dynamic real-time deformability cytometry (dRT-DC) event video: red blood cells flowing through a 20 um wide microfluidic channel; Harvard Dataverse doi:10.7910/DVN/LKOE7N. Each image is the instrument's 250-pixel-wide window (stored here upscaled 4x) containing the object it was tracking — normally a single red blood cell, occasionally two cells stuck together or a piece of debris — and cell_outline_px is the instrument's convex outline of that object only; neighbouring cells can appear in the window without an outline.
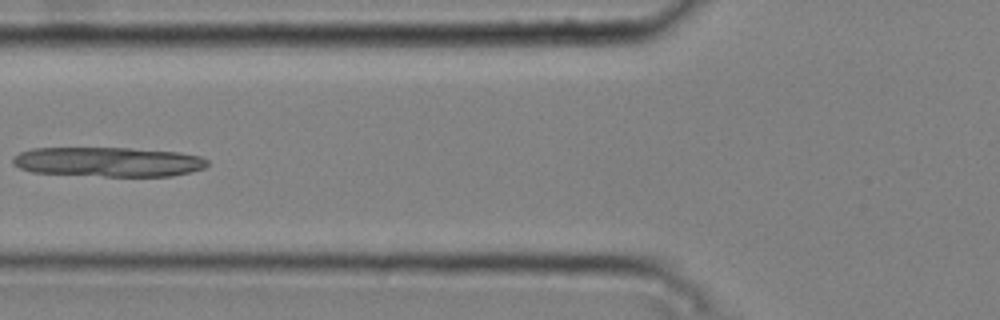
{"species": "common noctule bat (a hibernating species)", "species_latin": "Nyctalus noctula", "temperature_condition": "cold", "stored_images_in_passage": 5, "camera_frame_rate_fps": 3000, "um_per_image_px": 0.085, "animal": {"sex": "male", "body_mass_g": 20.4}, "frame": {"image": 1, "passage_image": 3, "time_ms": 0.667, "image_size_px": [1000, 320], "cell_outline_px": [[208, 164], [204, 168], [172, 176], [104, 176], [32, 172], [20, 168], [12, 164], [12, 156], [20, 152], [32, 148], [128, 148], [180, 152], [200, 156], [208, 160]], "centroid_in_image_um": [9.18, 13.75], "position_along_channel_um": 116.6, "area_um2": 33.58}}
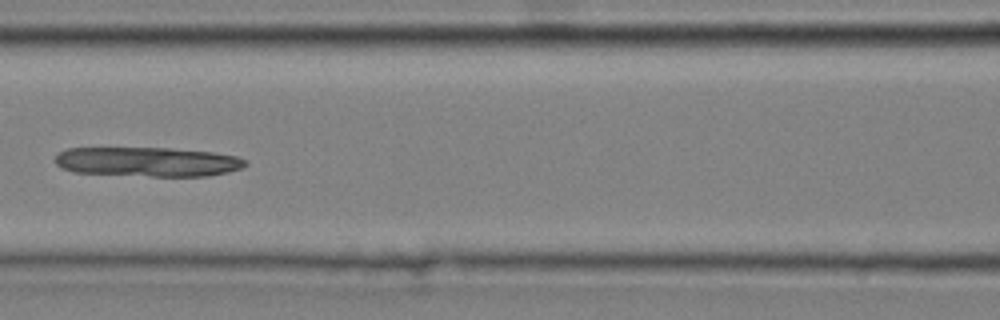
{"frame": {"image": 2, "passage_image": 4, "time_ms": 1.0, "image_size_px": [1000, 320], "cell_outline_px": [[248, 164], [240, 168], [228, 172], [208, 176], [152, 176], [72, 172], [60, 168], [52, 160], [60, 152], [68, 148], [172, 148], [212, 152], [236, 156], [248, 160]], "centroid_in_image_um": [12.54, 13.75], "position_along_channel_um": 154.1, "area_um2": 32.83}}
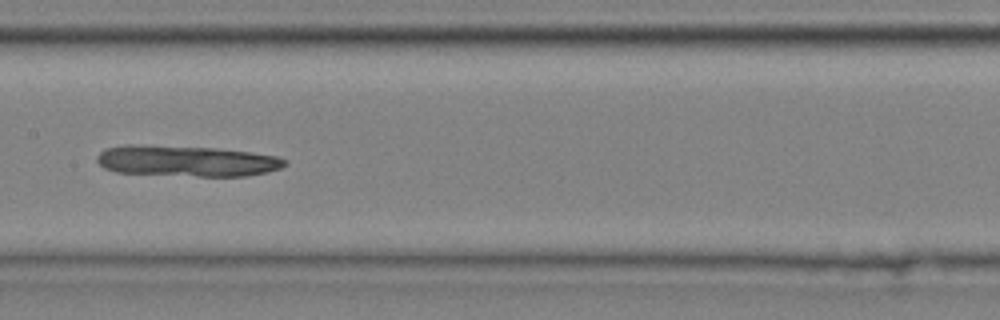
{"frame": {"image": 3, "passage_image": 5, "time_ms": 1.333, "image_size_px": [1000, 320], "cell_outline_px": [[288, 164], [280, 168], [268, 172], [244, 176], [200, 176], [116, 172], [104, 168], [96, 160], [96, 156], [104, 148], [124, 144], [136, 144], [216, 148], [248, 152], [276, 156], [288, 160]], "centroid_in_image_um": [15.83, 13.67], "position_along_channel_um": 191.6, "area_um2": 33.99}}